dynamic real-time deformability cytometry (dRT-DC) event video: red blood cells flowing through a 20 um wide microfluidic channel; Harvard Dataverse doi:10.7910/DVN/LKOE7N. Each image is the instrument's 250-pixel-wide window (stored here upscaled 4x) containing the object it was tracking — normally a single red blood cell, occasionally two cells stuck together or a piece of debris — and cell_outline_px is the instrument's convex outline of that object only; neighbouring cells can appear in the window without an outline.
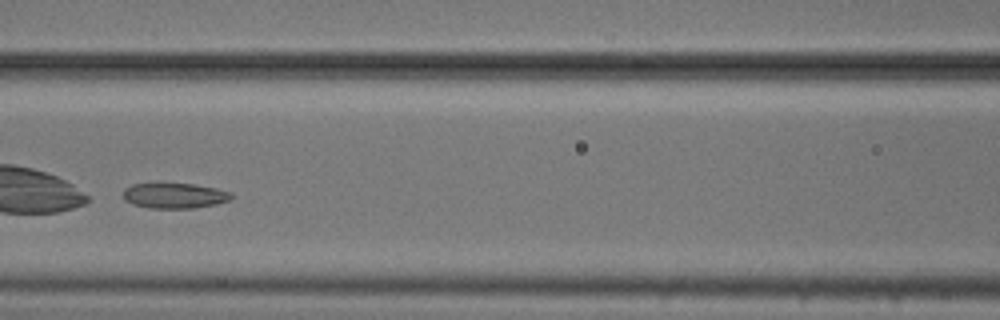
{"species": "common noctule bat (a hibernating species)", "species_latin": "Nyctalus noctula", "temperature_condition": "cold", "stored_images_in_passage": 9, "camera_frame_rate_fps": 3000, "um_per_image_px": 0.085, "animal": {"sex": "male", "body_mass_g": 20.5, "forearm_length_mm": 52.5}, "frame": {"image": 1, "passage_image": 4, "time_ms": 1.0, "image_size_px": [1000, 320], "cell_outline_px": [[236, 196], [232, 200], [216, 204], [196, 208], [148, 208], [132, 204], [124, 200], [124, 188], [132, 184], [156, 180], [192, 184], [216, 188], [232, 192]], "centroid_in_image_um": [14.83, 16.58], "position_along_channel_um": 151.8, "area_um2": 16.99}}
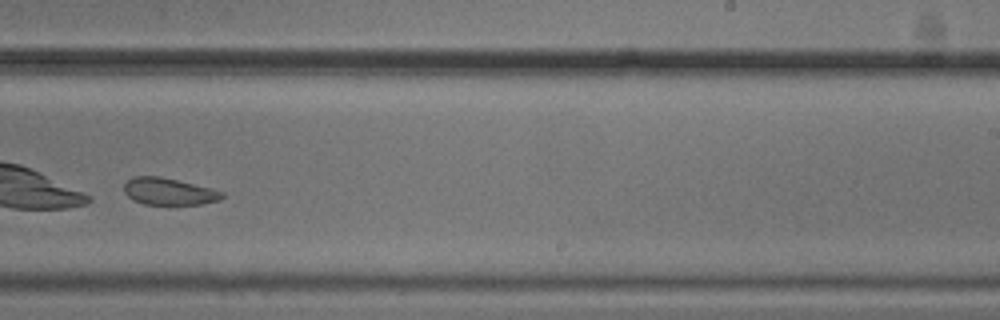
{"frame": {"image": 2, "passage_image": 7, "time_ms": 2.0, "image_size_px": [1000, 320], "cell_outline_px": [[224, 196], [220, 200], [200, 204], [144, 204], [128, 196], [124, 192], [124, 184], [132, 176], [160, 176], [212, 188], [224, 192]], "centroid_in_image_um": [14.37, 16.26], "position_along_channel_um": 274.6, "area_um2": 15.32}}
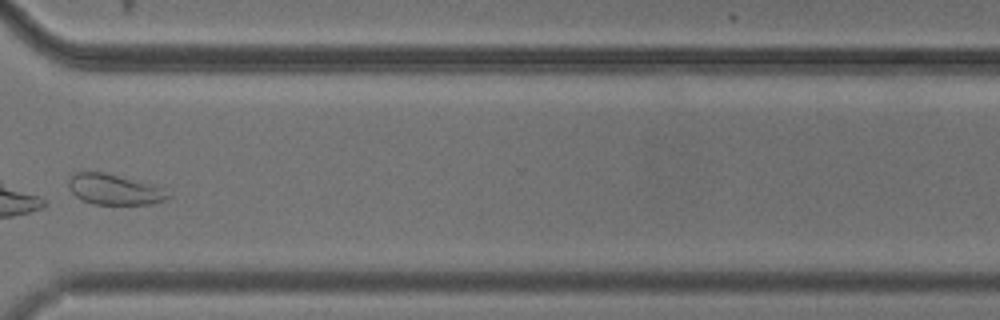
{"frame": {"image": 3, "passage_image": 9, "time_ms": 2.667, "image_size_px": [1000, 320], "cell_outline_px": [[172, 196], [164, 200], [152, 204], [92, 204], [80, 200], [68, 188], [68, 176], [72, 172], [104, 172], [160, 188]], "centroid_in_image_um": [9.6, 16.11], "position_along_channel_um": 361.0, "area_um2": 17.46}}